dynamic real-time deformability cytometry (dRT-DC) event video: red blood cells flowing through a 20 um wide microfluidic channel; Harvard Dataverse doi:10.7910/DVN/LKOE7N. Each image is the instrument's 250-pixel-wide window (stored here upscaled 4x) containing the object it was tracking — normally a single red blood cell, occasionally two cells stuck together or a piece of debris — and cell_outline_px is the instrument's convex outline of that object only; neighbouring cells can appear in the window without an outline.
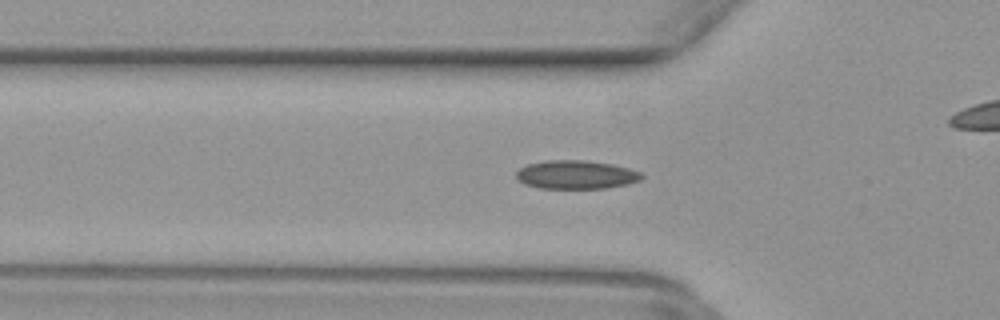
{"species": "common noctule bat (a hibernating species)", "species_latin": "Nyctalus noctula", "temperature_condition": "warm", "stored_images_in_passage": 50, "camera_frame_rate_fps": 3000, "um_per_image_px": 0.085, "animal": {"sex": "female", "body_mass_g": 29.2, "forearm_length_mm": 56.3}, "frame": {"image": 1, "passage_image": 16, "time_ms": 5.0, "image_size_px": [1000, 320], "cell_outline_px": [[644, 176], [640, 180], [628, 184], [604, 188], [540, 188], [524, 184], [516, 180], [516, 172], [520, 168], [528, 164], [548, 160], [584, 160], [612, 164], [628, 168], [640, 172]], "centroid_in_image_um": [48.95, 14.85], "position_along_channel_um": 76.9, "area_um2": 20.87}}
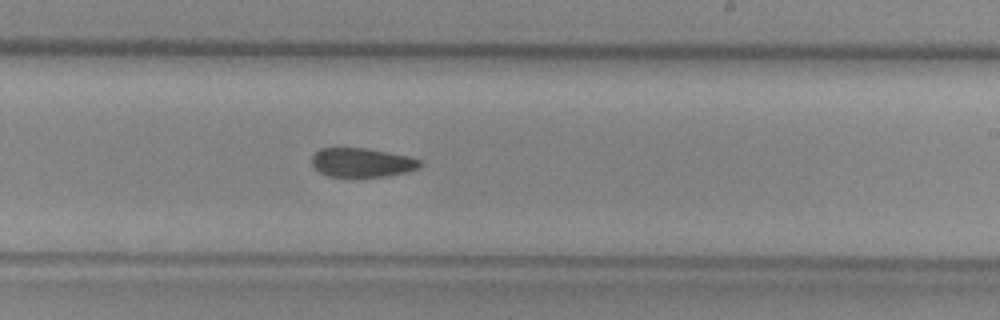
{"frame": {"image": 2, "passage_image": 29, "time_ms": 9.333, "image_size_px": [1000, 320], "cell_outline_px": [[424, 164], [420, 168], [408, 172], [388, 176], [328, 176], [320, 172], [312, 164], [312, 156], [320, 148], [364, 148], [408, 156], [424, 160]], "centroid_in_image_um": [30.83, 13.81], "position_along_channel_um": 258.2, "area_um2": 18.32}}
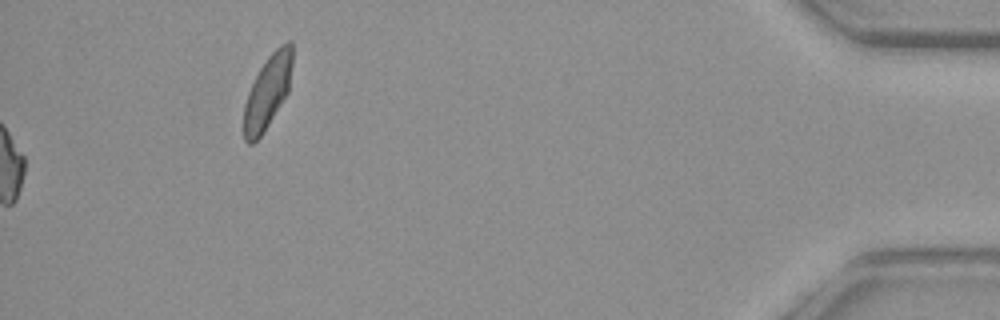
{"frame": {"image": 3, "passage_image": 50, "time_ms": 16.333, "image_size_px": [1000, 320], "cell_outline_px": [[292, 64], [288, 92], [268, 124], [260, 136], [252, 144], [248, 144], [244, 140], [244, 104], [248, 92], [260, 68], [268, 56], [280, 44], [288, 40], [292, 40]], "centroid_in_image_um": [22.75, 7.77], "position_along_channel_um": 412.5, "area_um2": 20.46}}